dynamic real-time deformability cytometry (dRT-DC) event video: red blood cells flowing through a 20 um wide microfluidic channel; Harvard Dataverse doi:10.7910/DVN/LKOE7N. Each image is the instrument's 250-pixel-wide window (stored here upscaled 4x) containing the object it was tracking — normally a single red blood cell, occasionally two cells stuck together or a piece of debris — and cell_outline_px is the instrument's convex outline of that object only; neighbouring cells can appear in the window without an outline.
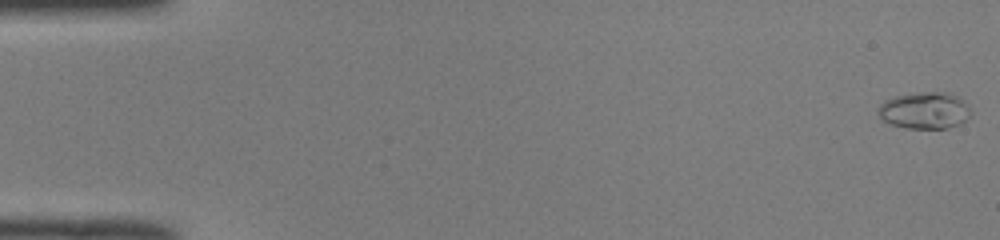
{"species": "common noctule bat (a hibernating species)", "species_latin": "Nyctalus noctula", "temperature_condition": "room temperature", "stored_images_in_passage": 51, "camera_frame_rate_fps": 3000, "um_per_image_px": 0.085, "animal": {"sex": "male", "body_mass_g": 19.0, "forearm_length_mm": 50.8}, "frame": {"image": 1, "passage_image": 1, "time_ms": 0.0, "image_size_px": [1000, 240], "cell_outline_px": [[972, 112], [960, 124], [948, 128], [904, 128], [888, 124], [880, 120], [880, 104], [884, 100], [896, 96], [924, 92], [948, 92], [964, 100]], "centroid_in_image_um": [78.59, 9.4], "position_along_channel_um": 6.4, "area_um2": 19.83}}
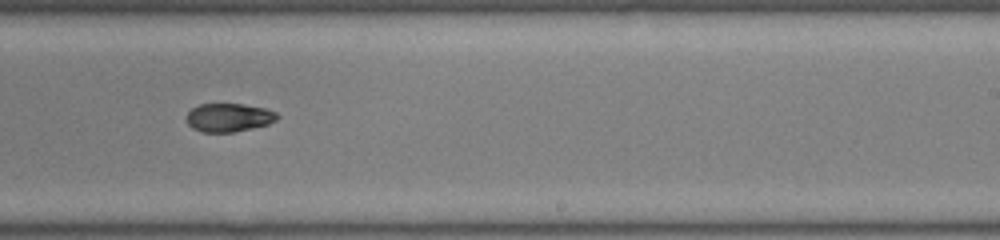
{"frame": {"image": 2, "passage_image": 32, "time_ms": 10.333, "image_size_px": [1000, 240], "cell_outline_px": [[280, 116], [276, 120], [268, 124], [252, 128], [232, 132], [200, 132], [192, 128], [188, 124], [188, 112], [192, 108], [200, 104], [240, 104], [264, 108], [276, 112]], "centroid_in_image_um": [19.45, 9.99], "position_along_channel_um": 269.5, "area_um2": 14.91}}
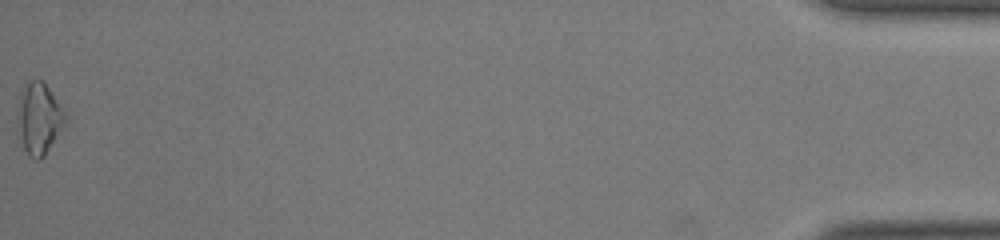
{"frame": {"image": 3, "passage_image": 51, "time_ms": 16.667, "image_size_px": [1000, 240], "cell_outline_px": [[68, 120], [44, 156], [40, 160], [36, 160], [28, 156], [24, 148], [20, 128], [20, 88], [28, 80], [40, 80], [48, 88], [68, 112]], "centroid_in_image_um": [3.39, 10.05], "position_along_channel_um": 431.8, "area_um2": 19.54}, "authors_computed_cell_mechanics": {"area_um2": 16.2996, "velocity_mm_per_s": 4.0864, "shape_relaxation_time_tau1_ms": 6.047, "shape_relaxation_time_tau2_ms": null, "deformation_change_tau1": 0.173, "deformation_change_tau2": null}}